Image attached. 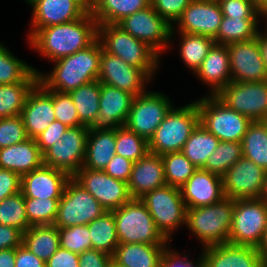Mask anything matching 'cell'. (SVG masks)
<instances>
[{
    "mask_svg": "<svg viewBox=\"0 0 267 267\" xmlns=\"http://www.w3.org/2000/svg\"><path fill=\"white\" fill-rule=\"evenodd\" d=\"M98 39V23L89 10L82 18L37 30L29 39L31 49L51 62L84 50Z\"/></svg>",
    "mask_w": 267,
    "mask_h": 267,
    "instance_id": "1",
    "label": "cell"
},
{
    "mask_svg": "<svg viewBox=\"0 0 267 267\" xmlns=\"http://www.w3.org/2000/svg\"><path fill=\"white\" fill-rule=\"evenodd\" d=\"M102 49L97 39L88 48L54 61L51 72H39V83L45 89L69 93L81 85L98 80Z\"/></svg>",
    "mask_w": 267,
    "mask_h": 267,
    "instance_id": "2",
    "label": "cell"
},
{
    "mask_svg": "<svg viewBox=\"0 0 267 267\" xmlns=\"http://www.w3.org/2000/svg\"><path fill=\"white\" fill-rule=\"evenodd\" d=\"M98 40L103 50L121 58L128 65L144 71L152 80L160 67V56L147 44L133 37L117 24L98 25Z\"/></svg>",
    "mask_w": 267,
    "mask_h": 267,
    "instance_id": "3",
    "label": "cell"
},
{
    "mask_svg": "<svg viewBox=\"0 0 267 267\" xmlns=\"http://www.w3.org/2000/svg\"><path fill=\"white\" fill-rule=\"evenodd\" d=\"M235 200L223 197L215 204L186 209V228L203 248L228 243Z\"/></svg>",
    "mask_w": 267,
    "mask_h": 267,
    "instance_id": "4",
    "label": "cell"
},
{
    "mask_svg": "<svg viewBox=\"0 0 267 267\" xmlns=\"http://www.w3.org/2000/svg\"><path fill=\"white\" fill-rule=\"evenodd\" d=\"M199 123V111L196 101L185 106L170 109L154 135L148 141L150 153L163 155L180 152Z\"/></svg>",
    "mask_w": 267,
    "mask_h": 267,
    "instance_id": "5",
    "label": "cell"
},
{
    "mask_svg": "<svg viewBox=\"0 0 267 267\" xmlns=\"http://www.w3.org/2000/svg\"><path fill=\"white\" fill-rule=\"evenodd\" d=\"M112 212L119 243H170L157 229L152 216L140 199L132 198Z\"/></svg>",
    "mask_w": 267,
    "mask_h": 267,
    "instance_id": "6",
    "label": "cell"
},
{
    "mask_svg": "<svg viewBox=\"0 0 267 267\" xmlns=\"http://www.w3.org/2000/svg\"><path fill=\"white\" fill-rule=\"evenodd\" d=\"M199 122L220 141L242 142L252 120L228 108L216 96L205 95L196 100Z\"/></svg>",
    "mask_w": 267,
    "mask_h": 267,
    "instance_id": "7",
    "label": "cell"
},
{
    "mask_svg": "<svg viewBox=\"0 0 267 267\" xmlns=\"http://www.w3.org/2000/svg\"><path fill=\"white\" fill-rule=\"evenodd\" d=\"M152 216L157 229L169 241L175 230L186 226V206L180 188L165 185L140 198Z\"/></svg>",
    "mask_w": 267,
    "mask_h": 267,
    "instance_id": "8",
    "label": "cell"
},
{
    "mask_svg": "<svg viewBox=\"0 0 267 267\" xmlns=\"http://www.w3.org/2000/svg\"><path fill=\"white\" fill-rule=\"evenodd\" d=\"M267 228V204L261 199H238L228 243L258 248Z\"/></svg>",
    "mask_w": 267,
    "mask_h": 267,
    "instance_id": "9",
    "label": "cell"
},
{
    "mask_svg": "<svg viewBox=\"0 0 267 267\" xmlns=\"http://www.w3.org/2000/svg\"><path fill=\"white\" fill-rule=\"evenodd\" d=\"M104 212L96 198L71 177L59 200L54 225L58 228L87 225Z\"/></svg>",
    "mask_w": 267,
    "mask_h": 267,
    "instance_id": "10",
    "label": "cell"
},
{
    "mask_svg": "<svg viewBox=\"0 0 267 267\" xmlns=\"http://www.w3.org/2000/svg\"><path fill=\"white\" fill-rule=\"evenodd\" d=\"M173 106L164 93L146 91L134 96L125 126L149 141Z\"/></svg>",
    "mask_w": 267,
    "mask_h": 267,
    "instance_id": "11",
    "label": "cell"
},
{
    "mask_svg": "<svg viewBox=\"0 0 267 267\" xmlns=\"http://www.w3.org/2000/svg\"><path fill=\"white\" fill-rule=\"evenodd\" d=\"M215 96L228 108L252 121H263L267 117V80L229 82Z\"/></svg>",
    "mask_w": 267,
    "mask_h": 267,
    "instance_id": "12",
    "label": "cell"
},
{
    "mask_svg": "<svg viewBox=\"0 0 267 267\" xmlns=\"http://www.w3.org/2000/svg\"><path fill=\"white\" fill-rule=\"evenodd\" d=\"M123 30L152 48L160 57L170 48L171 30L169 25L150 4L117 23Z\"/></svg>",
    "mask_w": 267,
    "mask_h": 267,
    "instance_id": "13",
    "label": "cell"
},
{
    "mask_svg": "<svg viewBox=\"0 0 267 267\" xmlns=\"http://www.w3.org/2000/svg\"><path fill=\"white\" fill-rule=\"evenodd\" d=\"M89 127L68 128L61 140L43 153V165L66 172L72 177L79 171L86 157V140Z\"/></svg>",
    "mask_w": 267,
    "mask_h": 267,
    "instance_id": "14",
    "label": "cell"
},
{
    "mask_svg": "<svg viewBox=\"0 0 267 267\" xmlns=\"http://www.w3.org/2000/svg\"><path fill=\"white\" fill-rule=\"evenodd\" d=\"M72 178L94 196L106 211L120 208L132 199L128 184L109 176L103 170L82 167Z\"/></svg>",
    "mask_w": 267,
    "mask_h": 267,
    "instance_id": "15",
    "label": "cell"
},
{
    "mask_svg": "<svg viewBox=\"0 0 267 267\" xmlns=\"http://www.w3.org/2000/svg\"><path fill=\"white\" fill-rule=\"evenodd\" d=\"M266 175L264 169L242 156L222 177L225 197L234 200L261 198Z\"/></svg>",
    "mask_w": 267,
    "mask_h": 267,
    "instance_id": "16",
    "label": "cell"
},
{
    "mask_svg": "<svg viewBox=\"0 0 267 267\" xmlns=\"http://www.w3.org/2000/svg\"><path fill=\"white\" fill-rule=\"evenodd\" d=\"M98 81L138 96L148 90L146 87L151 83V78L141 69L102 49Z\"/></svg>",
    "mask_w": 267,
    "mask_h": 267,
    "instance_id": "17",
    "label": "cell"
},
{
    "mask_svg": "<svg viewBox=\"0 0 267 267\" xmlns=\"http://www.w3.org/2000/svg\"><path fill=\"white\" fill-rule=\"evenodd\" d=\"M32 7L31 30L27 40L39 29L82 18L89 10V0H37Z\"/></svg>",
    "mask_w": 267,
    "mask_h": 267,
    "instance_id": "18",
    "label": "cell"
},
{
    "mask_svg": "<svg viewBox=\"0 0 267 267\" xmlns=\"http://www.w3.org/2000/svg\"><path fill=\"white\" fill-rule=\"evenodd\" d=\"M230 56L231 82H260L267 80L258 37L227 45Z\"/></svg>",
    "mask_w": 267,
    "mask_h": 267,
    "instance_id": "19",
    "label": "cell"
},
{
    "mask_svg": "<svg viewBox=\"0 0 267 267\" xmlns=\"http://www.w3.org/2000/svg\"><path fill=\"white\" fill-rule=\"evenodd\" d=\"M218 2L193 0L171 30V43L176 32L199 34L215 38L223 19ZM177 29V31L175 30ZM175 32V33H174Z\"/></svg>",
    "mask_w": 267,
    "mask_h": 267,
    "instance_id": "20",
    "label": "cell"
},
{
    "mask_svg": "<svg viewBox=\"0 0 267 267\" xmlns=\"http://www.w3.org/2000/svg\"><path fill=\"white\" fill-rule=\"evenodd\" d=\"M27 136L35 139L55 121L53 90L45 89L38 83L28 94L20 114Z\"/></svg>",
    "mask_w": 267,
    "mask_h": 267,
    "instance_id": "21",
    "label": "cell"
},
{
    "mask_svg": "<svg viewBox=\"0 0 267 267\" xmlns=\"http://www.w3.org/2000/svg\"><path fill=\"white\" fill-rule=\"evenodd\" d=\"M180 191L187 209L212 205L225 197L223 178L201 168H197Z\"/></svg>",
    "mask_w": 267,
    "mask_h": 267,
    "instance_id": "22",
    "label": "cell"
},
{
    "mask_svg": "<svg viewBox=\"0 0 267 267\" xmlns=\"http://www.w3.org/2000/svg\"><path fill=\"white\" fill-rule=\"evenodd\" d=\"M134 95L100 83V101L96 129H117L125 126Z\"/></svg>",
    "mask_w": 267,
    "mask_h": 267,
    "instance_id": "23",
    "label": "cell"
},
{
    "mask_svg": "<svg viewBox=\"0 0 267 267\" xmlns=\"http://www.w3.org/2000/svg\"><path fill=\"white\" fill-rule=\"evenodd\" d=\"M70 178L64 171L42 165L21 177L20 192L24 198H61Z\"/></svg>",
    "mask_w": 267,
    "mask_h": 267,
    "instance_id": "24",
    "label": "cell"
},
{
    "mask_svg": "<svg viewBox=\"0 0 267 267\" xmlns=\"http://www.w3.org/2000/svg\"><path fill=\"white\" fill-rule=\"evenodd\" d=\"M206 267H265L258 250L253 246L219 244L203 248Z\"/></svg>",
    "mask_w": 267,
    "mask_h": 267,
    "instance_id": "25",
    "label": "cell"
},
{
    "mask_svg": "<svg viewBox=\"0 0 267 267\" xmlns=\"http://www.w3.org/2000/svg\"><path fill=\"white\" fill-rule=\"evenodd\" d=\"M127 184L133 199H140L146 193L165 186L164 163L161 155L148 152L143 158L134 162Z\"/></svg>",
    "mask_w": 267,
    "mask_h": 267,
    "instance_id": "26",
    "label": "cell"
},
{
    "mask_svg": "<svg viewBox=\"0 0 267 267\" xmlns=\"http://www.w3.org/2000/svg\"><path fill=\"white\" fill-rule=\"evenodd\" d=\"M204 85L210 87L207 95L215 96L231 82L230 56L227 45L214 44L202 64L194 73Z\"/></svg>",
    "mask_w": 267,
    "mask_h": 267,
    "instance_id": "27",
    "label": "cell"
},
{
    "mask_svg": "<svg viewBox=\"0 0 267 267\" xmlns=\"http://www.w3.org/2000/svg\"><path fill=\"white\" fill-rule=\"evenodd\" d=\"M42 165L43 154L35 139L28 138L20 143L0 148V168L14 171L20 177Z\"/></svg>",
    "mask_w": 267,
    "mask_h": 267,
    "instance_id": "28",
    "label": "cell"
},
{
    "mask_svg": "<svg viewBox=\"0 0 267 267\" xmlns=\"http://www.w3.org/2000/svg\"><path fill=\"white\" fill-rule=\"evenodd\" d=\"M168 245L119 243L113 262L120 267H159L161 256Z\"/></svg>",
    "mask_w": 267,
    "mask_h": 267,
    "instance_id": "29",
    "label": "cell"
},
{
    "mask_svg": "<svg viewBox=\"0 0 267 267\" xmlns=\"http://www.w3.org/2000/svg\"><path fill=\"white\" fill-rule=\"evenodd\" d=\"M115 154V129L89 128L83 167L104 170Z\"/></svg>",
    "mask_w": 267,
    "mask_h": 267,
    "instance_id": "30",
    "label": "cell"
},
{
    "mask_svg": "<svg viewBox=\"0 0 267 267\" xmlns=\"http://www.w3.org/2000/svg\"><path fill=\"white\" fill-rule=\"evenodd\" d=\"M90 11L100 24H117L123 18L148 7L150 0H89Z\"/></svg>",
    "mask_w": 267,
    "mask_h": 267,
    "instance_id": "31",
    "label": "cell"
},
{
    "mask_svg": "<svg viewBox=\"0 0 267 267\" xmlns=\"http://www.w3.org/2000/svg\"><path fill=\"white\" fill-rule=\"evenodd\" d=\"M22 244L46 262L60 247L58 227L54 224L31 226L23 233Z\"/></svg>",
    "mask_w": 267,
    "mask_h": 267,
    "instance_id": "32",
    "label": "cell"
},
{
    "mask_svg": "<svg viewBox=\"0 0 267 267\" xmlns=\"http://www.w3.org/2000/svg\"><path fill=\"white\" fill-rule=\"evenodd\" d=\"M83 126L94 127L98 121L100 82L98 80L81 85L69 92Z\"/></svg>",
    "mask_w": 267,
    "mask_h": 267,
    "instance_id": "33",
    "label": "cell"
},
{
    "mask_svg": "<svg viewBox=\"0 0 267 267\" xmlns=\"http://www.w3.org/2000/svg\"><path fill=\"white\" fill-rule=\"evenodd\" d=\"M39 70L17 58L0 42V84L39 82Z\"/></svg>",
    "mask_w": 267,
    "mask_h": 267,
    "instance_id": "34",
    "label": "cell"
},
{
    "mask_svg": "<svg viewBox=\"0 0 267 267\" xmlns=\"http://www.w3.org/2000/svg\"><path fill=\"white\" fill-rule=\"evenodd\" d=\"M261 18H232L223 17L217 36L216 44L229 45L241 41L252 40L260 30Z\"/></svg>",
    "mask_w": 267,
    "mask_h": 267,
    "instance_id": "35",
    "label": "cell"
},
{
    "mask_svg": "<svg viewBox=\"0 0 267 267\" xmlns=\"http://www.w3.org/2000/svg\"><path fill=\"white\" fill-rule=\"evenodd\" d=\"M219 142L220 140L199 122L184 144L182 153L194 166L202 168Z\"/></svg>",
    "mask_w": 267,
    "mask_h": 267,
    "instance_id": "36",
    "label": "cell"
},
{
    "mask_svg": "<svg viewBox=\"0 0 267 267\" xmlns=\"http://www.w3.org/2000/svg\"><path fill=\"white\" fill-rule=\"evenodd\" d=\"M177 33V36H180L179 54L182 62L194 74L215 44V40L199 34Z\"/></svg>",
    "mask_w": 267,
    "mask_h": 267,
    "instance_id": "37",
    "label": "cell"
},
{
    "mask_svg": "<svg viewBox=\"0 0 267 267\" xmlns=\"http://www.w3.org/2000/svg\"><path fill=\"white\" fill-rule=\"evenodd\" d=\"M87 225L91 236L92 249L113 256L119 244L113 212L106 211Z\"/></svg>",
    "mask_w": 267,
    "mask_h": 267,
    "instance_id": "38",
    "label": "cell"
},
{
    "mask_svg": "<svg viewBox=\"0 0 267 267\" xmlns=\"http://www.w3.org/2000/svg\"><path fill=\"white\" fill-rule=\"evenodd\" d=\"M243 157L253 161L267 172V125L252 121L242 139Z\"/></svg>",
    "mask_w": 267,
    "mask_h": 267,
    "instance_id": "39",
    "label": "cell"
},
{
    "mask_svg": "<svg viewBox=\"0 0 267 267\" xmlns=\"http://www.w3.org/2000/svg\"><path fill=\"white\" fill-rule=\"evenodd\" d=\"M39 82L0 84V118L19 116L28 94Z\"/></svg>",
    "mask_w": 267,
    "mask_h": 267,
    "instance_id": "40",
    "label": "cell"
},
{
    "mask_svg": "<svg viewBox=\"0 0 267 267\" xmlns=\"http://www.w3.org/2000/svg\"><path fill=\"white\" fill-rule=\"evenodd\" d=\"M242 156L241 142L220 141L201 169L223 177L226 171Z\"/></svg>",
    "mask_w": 267,
    "mask_h": 267,
    "instance_id": "41",
    "label": "cell"
},
{
    "mask_svg": "<svg viewBox=\"0 0 267 267\" xmlns=\"http://www.w3.org/2000/svg\"><path fill=\"white\" fill-rule=\"evenodd\" d=\"M164 163L166 185L182 187L197 170L191 161L180 152H169L161 155Z\"/></svg>",
    "mask_w": 267,
    "mask_h": 267,
    "instance_id": "42",
    "label": "cell"
},
{
    "mask_svg": "<svg viewBox=\"0 0 267 267\" xmlns=\"http://www.w3.org/2000/svg\"><path fill=\"white\" fill-rule=\"evenodd\" d=\"M115 151L117 155L136 162L149 152L148 141L122 126L115 129Z\"/></svg>",
    "mask_w": 267,
    "mask_h": 267,
    "instance_id": "43",
    "label": "cell"
},
{
    "mask_svg": "<svg viewBox=\"0 0 267 267\" xmlns=\"http://www.w3.org/2000/svg\"><path fill=\"white\" fill-rule=\"evenodd\" d=\"M0 224L18 228L23 233L29 225L25 198L21 192L0 201Z\"/></svg>",
    "mask_w": 267,
    "mask_h": 267,
    "instance_id": "44",
    "label": "cell"
},
{
    "mask_svg": "<svg viewBox=\"0 0 267 267\" xmlns=\"http://www.w3.org/2000/svg\"><path fill=\"white\" fill-rule=\"evenodd\" d=\"M61 198H25V208L30 226L54 224Z\"/></svg>",
    "mask_w": 267,
    "mask_h": 267,
    "instance_id": "45",
    "label": "cell"
},
{
    "mask_svg": "<svg viewBox=\"0 0 267 267\" xmlns=\"http://www.w3.org/2000/svg\"><path fill=\"white\" fill-rule=\"evenodd\" d=\"M59 244L61 248L80 254L92 249L91 236L88 225L58 228Z\"/></svg>",
    "mask_w": 267,
    "mask_h": 267,
    "instance_id": "46",
    "label": "cell"
},
{
    "mask_svg": "<svg viewBox=\"0 0 267 267\" xmlns=\"http://www.w3.org/2000/svg\"><path fill=\"white\" fill-rule=\"evenodd\" d=\"M53 107L55 119L69 128L81 126L74 102L69 93L53 90Z\"/></svg>",
    "mask_w": 267,
    "mask_h": 267,
    "instance_id": "47",
    "label": "cell"
},
{
    "mask_svg": "<svg viewBox=\"0 0 267 267\" xmlns=\"http://www.w3.org/2000/svg\"><path fill=\"white\" fill-rule=\"evenodd\" d=\"M28 138L20 115L0 118V148L20 143Z\"/></svg>",
    "mask_w": 267,
    "mask_h": 267,
    "instance_id": "48",
    "label": "cell"
},
{
    "mask_svg": "<svg viewBox=\"0 0 267 267\" xmlns=\"http://www.w3.org/2000/svg\"><path fill=\"white\" fill-rule=\"evenodd\" d=\"M193 0H150L153 9L172 27Z\"/></svg>",
    "mask_w": 267,
    "mask_h": 267,
    "instance_id": "49",
    "label": "cell"
},
{
    "mask_svg": "<svg viewBox=\"0 0 267 267\" xmlns=\"http://www.w3.org/2000/svg\"><path fill=\"white\" fill-rule=\"evenodd\" d=\"M224 17L232 18H260V12L251 4L250 0H219Z\"/></svg>",
    "mask_w": 267,
    "mask_h": 267,
    "instance_id": "50",
    "label": "cell"
},
{
    "mask_svg": "<svg viewBox=\"0 0 267 267\" xmlns=\"http://www.w3.org/2000/svg\"><path fill=\"white\" fill-rule=\"evenodd\" d=\"M69 127L60 121H53L50 125L39 134L35 141L43 154L48 148H50L56 141L61 140L62 135L67 131Z\"/></svg>",
    "mask_w": 267,
    "mask_h": 267,
    "instance_id": "51",
    "label": "cell"
},
{
    "mask_svg": "<svg viewBox=\"0 0 267 267\" xmlns=\"http://www.w3.org/2000/svg\"><path fill=\"white\" fill-rule=\"evenodd\" d=\"M133 164L134 162L130 159L115 154L103 171L109 176L127 183L132 172Z\"/></svg>",
    "mask_w": 267,
    "mask_h": 267,
    "instance_id": "52",
    "label": "cell"
},
{
    "mask_svg": "<svg viewBox=\"0 0 267 267\" xmlns=\"http://www.w3.org/2000/svg\"><path fill=\"white\" fill-rule=\"evenodd\" d=\"M21 177L9 169L0 168V201L20 192Z\"/></svg>",
    "mask_w": 267,
    "mask_h": 267,
    "instance_id": "53",
    "label": "cell"
},
{
    "mask_svg": "<svg viewBox=\"0 0 267 267\" xmlns=\"http://www.w3.org/2000/svg\"><path fill=\"white\" fill-rule=\"evenodd\" d=\"M112 262L113 256L95 249L79 254V267H110Z\"/></svg>",
    "mask_w": 267,
    "mask_h": 267,
    "instance_id": "54",
    "label": "cell"
},
{
    "mask_svg": "<svg viewBox=\"0 0 267 267\" xmlns=\"http://www.w3.org/2000/svg\"><path fill=\"white\" fill-rule=\"evenodd\" d=\"M46 267H79V254L59 247L45 262Z\"/></svg>",
    "mask_w": 267,
    "mask_h": 267,
    "instance_id": "55",
    "label": "cell"
},
{
    "mask_svg": "<svg viewBox=\"0 0 267 267\" xmlns=\"http://www.w3.org/2000/svg\"><path fill=\"white\" fill-rule=\"evenodd\" d=\"M22 240L21 230L0 224V250L17 248L22 245Z\"/></svg>",
    "mask_w": 267,
    "mask_h": 267,
    "instance_id": "56",
    "label": "cell"
},
{
    "mask_svg": "<svg viewBox=\"0 0 267 267\" xmlns=\"http://www.w3.org/2000/svg\"><path fill=\"white\" fill-rule=\"evenodd\" d=\"M15 267H46L45 262L23 244L15 248Z\"/></svg>",
    "mask_w": 267,
    "mask_h": 267,
    "instance_id": "57",
    "label": "cell"
},
{
    "mask_svg": "<svg viewBox=\"0 0 267 267\" xmlns=\"http://www.w3.org/2000/svg\"><path fill=\"white\" fill-rule=\"evenodd\" d=\"M167 246L161 256L159 267H182V255Z\"/></svg>",
    "mask_w": 267,
    "mask_h": 267,
    "instance_id": "58",
    "label": "cell"
},
{
    "mask_svg": "<svg viewBox=\"0 0 267 267\" xmlns=\"http://www.w3.org/2000/svg\"><path fill=\"white\" fill-rule=\"evenodd\" d=\"M0 267H15V248L0 250Z\"/></svg>",
    "mask_w": 267,
    "mask_h": 267,
    "instance_id": "59",
    "label": "cell"
},
{
    "mask_svg": "<svg viewBox=\"0 0 267 267\" xmlns=\"http://www.w3.org/2000/svg\"><path fill=\"white\" fill-rule=\"evenodd\" d=\"M257 37L262 54V59L267 69V34H265L262 30H259V32L257 33Z\"/></svg>",
    "mask_w": 267,
    "mask_h": 267,
    "instance_id": "60",
    "label": "cell"
},
{
    "mask_svg": "<svg viewBox=\"0 0 267 267\" xmlns=\"http://www.w3.org/2000/svg\"><path fill=\"white\" fill-rule=\"evenodd\" d=\"M199 259H196L194 261L189 260L188 254H183L182 256V267H206L205 266V258L201 255L198 257Z\"/></svg>",
    "mask_w": 267,
    "mask_h": 267,
    "instance_id": "61",
    "label": "cell"
},
{
    "mask_svg": "<svg viewBox=\"0 0 267 267\" xmlns=\"http://www.w3.org/2000/svg\"><path fill=\"white\" fill-rule=\"evenodd\" d=\"M258 250L265 262V264L267 265V228L264 234V238L263 241L261 243V245L258 247Z\"/></svg>",
    "mask_w": 267,
    "mask_h": 267,
    "instance_id": "62",
    "label": "cell"
},
{
    "mask_svg": "<svg viewBox=\"0 0 267 267\" xmlns=\"http://www.w3.org/2000/svg\"><path fill=\"white\" fill-rule=\"evenodd\" d=\"M250 2L260 14L267 9V0H250Z\"/></svg>",
    "mask_w": 267,
    "mask_h": 267,
    "instance_id": "63",
    "label": "cell"
},
{
    "mask_svg": "<svg viewBox=\"0 0 267 267\" xmlns=\"http://www.w3.org/2000/svg\"><path fill=\"white\" fill-rule=\"evenodd\" d=\"M261 199L267 204V175H266V179H265V183H264V189H263Z\"/></svg>",
    "mask_w": 267,
    "mask_h": 267,
    "instance_id": "64",
    "label": "cell"
},
{
    "mask_svg": "<svg viewBox=\"0 0 267 267\" xmlns=\"http://www.w3.org/2000/svg\"><path fill=\"white\" fill-rule=\"evenodd\" d=\"M260 18H264L265 19L264 21H265L266 25L264 27L265 30H263V31H264L265 34H267V21H266L267 20V9L261 13V17Z\"/></svg>",
    "mask_w": 267,
    "mask_h": 267,
    "instance_id": "65",
    "label": "cell"
},
{
    "mask_svg": "<svg viewBox=\"0 0 267 267\" xmlns=\"http://www.w3.org/2000/svg\"><path fill=\"white\" fill-rule=\"evenodd\" d=\"M30 6L35 3L37 0H25Z\"/></svg>",
    "mask_w": 267,
    "mask_h": 267,
    "instance_id": "66",
    "label": "cell"
},
{
    "mask_svg": "<svg viewBox=\"0 0 267 267\" xmlns=\"http://www.w3.org/2000/svg\"><path fill=\"white\" fill-rule=\"evenodd\" d=\"M110 267H120V266H118L114 262H112V264L110 265Z\"/></svg>",
    "mask_w": 267,
    "mask_h": 267,
    "instance_id": "67",
    "label": "cell"
},
{
    "mask_svg": "<svg viewBox=\"0 0 267 267\" xmlns=\"http://www.w3.org/2000/svg\"><path fill=\"white\" fill-rule=\"evenodd\" d=\"M202 1H212V2H218L219 0H202Z\"/></svg>",
    "mask_w": 267,
    "mask_h": 267,
    "instance_id": "68",
    "label": "cell"
},
{
    "mask_svg": "<svg viewBox=\"0 0 267 267\" xmlns=\"http://www.w3.org/2000/svg\"><path fill=\"white\" fill-rule=\"evenodd\" d=\"M265 122V124L267 125V117L263 120Z\"/></svg>",
    "mask_w": 267,
    "mask_h": 267,
    "instance_id": "69",
    "label": "cell"
}]
</instances>
